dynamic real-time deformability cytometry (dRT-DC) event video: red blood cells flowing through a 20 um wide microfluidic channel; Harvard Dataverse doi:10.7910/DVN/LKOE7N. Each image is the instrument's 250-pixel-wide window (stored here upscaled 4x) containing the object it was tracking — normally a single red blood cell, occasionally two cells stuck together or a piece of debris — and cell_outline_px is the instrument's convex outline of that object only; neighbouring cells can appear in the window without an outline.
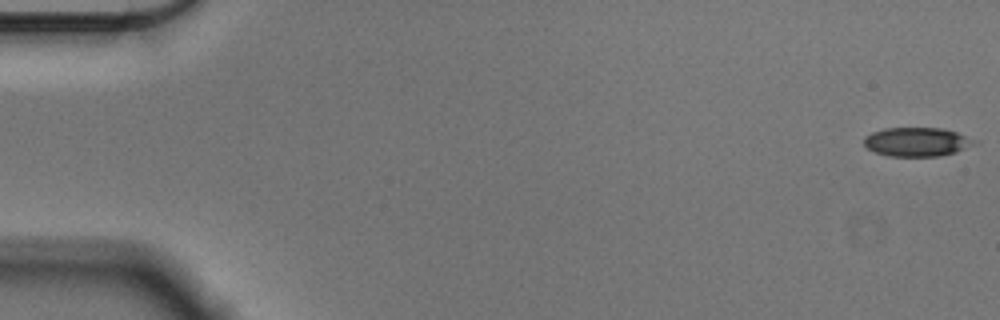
{"species": "Egyptian fruit bat (a non-hibernating species)", "species_latin": "Rousettus aegyptiacus", "temperature_condition": "cold", "stored_images_in_passage": 56, "camera_frame_rate_fps": 3000, "um_per_image_px": 0.085, "animal": {"sex": "male"}, "frame": {"image": 1, "passage_image": 1, "time_ms": 0.0, "image_size_px": [1000, 320], "cell_outline_px": [[980, 144], [956, 152], [940, 156], [888, 156], [876, 152], [868, 148], [864, 144], [864, 136], [872, 132], [884, 128], [944, 128], [980, 140]], "centroid_in_image_um": [78.02, 12.06], "position_along_channel_um": 7.0, "area_um2": 18.96}}
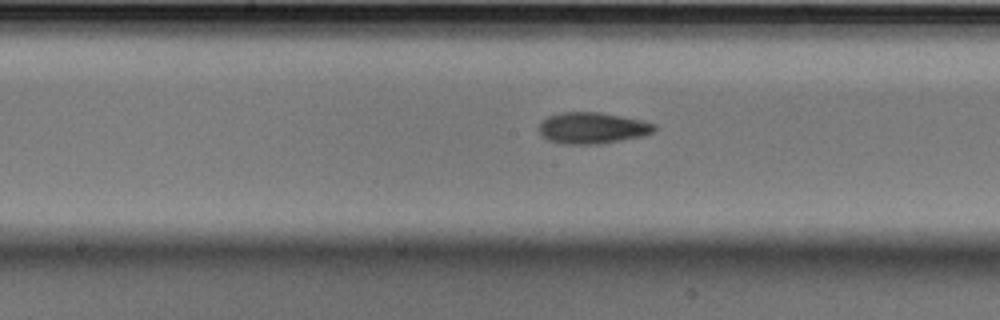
{"frame": {"image": 2, "passage_image": 29, "time_ms": 9.333, "image_size_px": [1000, 320], "cell_outline_px": [[656, 132], [640, 136], [600, 144], [560, 144], [548, 140], [540, 136], [540, 124], [548, 116], [564, 112], [600, 112], [640, 120], [656, 124]], "centroid_in_image_um": [50.34, 10.89], "position_along_channel_um": 197.9, "area_um2": 20.98}}
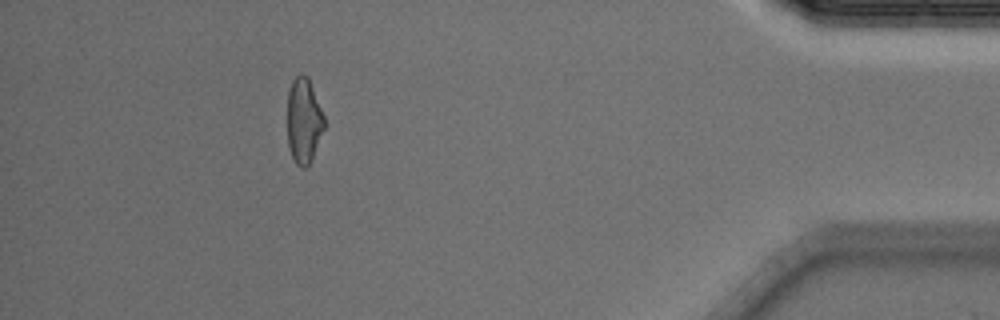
{"frame": {"image": 3, "passage_image": 51, "time_ms": 16.667, "image_size_px": [1000, 320], "cell_outline_px": [[324, 128], [312, 156], [308, 164], [304, 168], [300, 168], [296, 164], [292, 156], [288, 144], [288, 92], [292, 80], [300, 72], [308, 76], [324, 116]], "centroid_in_image_um": [25.81, 10.21], "position_along_channel_um": 409.4, "area_um2": 18.09}, "authors_computed_cell_mechanics": {"area_um2": 19.7098, "velocity_mm_per_s": 3.5915, "shape_relaxation_time_tau1_ms": 6.4908, "shape_relaxation_time_tau2_ms": 3.3191, "deformation_change_tau1": 0.158, "deformation_change_tau2": 0.1061}}